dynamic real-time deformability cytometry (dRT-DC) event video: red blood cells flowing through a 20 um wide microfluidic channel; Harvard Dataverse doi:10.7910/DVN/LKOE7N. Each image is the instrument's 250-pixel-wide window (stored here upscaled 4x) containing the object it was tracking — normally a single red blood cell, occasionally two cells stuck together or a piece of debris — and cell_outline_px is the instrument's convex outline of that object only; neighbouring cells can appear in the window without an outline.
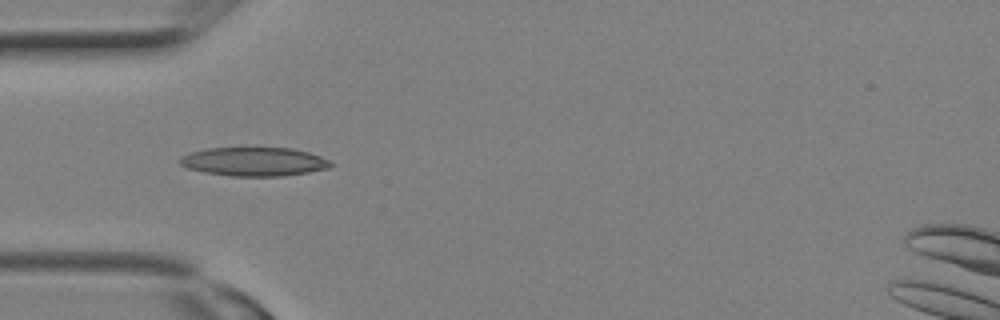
{"species": "Egyptian fruit bat (a non-hibernating species)", "species_latin": "Rousettus aegyptiacus", "temperature_condition": "room temperature", "stored_images_in_passage": 7, "camera_frame_rate_fps": 3000, "um_per_image_px": 0.085, "animal": {"sex": "female"}, "frame": {"image": 1, "passage_image": 1, "time_ms": 0.0, "image_size_px": [1000, 320], "cell_outline_px": [[332, 164], [328, 168], [308, 172], [284, 176], [232, 176], [204, 172], [188, 168], [180, 164], [180, 156], [192, 152], [208, 148], [240, 144], [248, 144], [292, 148], [308, 152], [320, 156], [328, 160]], "centroid_in_image_um": [21.56, 13.67], "position_along_channel_um": 63.4, "area_um2": 26.41}}
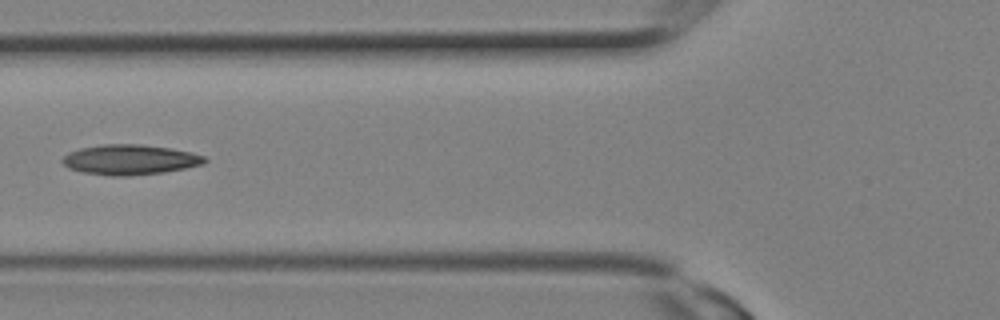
{"frame": {"image": 2, "passage_image": 3, "time_ms": 0.667, "image_size_px": [1000, 320], "cell_outline_px": [[208, 160], [204, 164], [164, 172], [128, 176], [112, 176], [84, 172], [68, 168], [60, 160], [68, 152], [80, 148], [104, 144], [140, 144], [168, 148], [192, 152], [204, 156]], "centroid_in_image_um": [11.04, 13.57], "position_along_channel_um": 114.8, "area_um2": 24.91}}
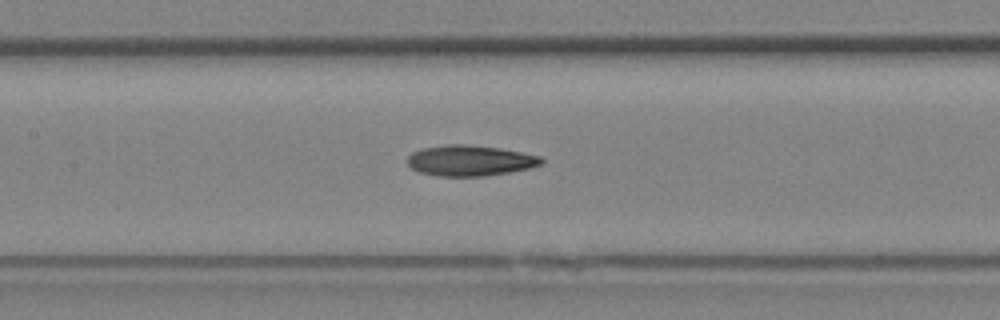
{"frame": {"image": 3, "passage_image": 5, "time_ms": 1.333, "image_size_px": [1000, 320], "cell_outline_px": [[544, 164], [528, 168], [508, 172], [484, 176], [440, 176], [420, 172], [412, 168], [408, 164], [408, 156], [412, 152], [424, 148], [448, 144], [464, 144], [500, 148], [540, 156], [544, 160]], "centroid_in_image_um": [39.96, 13.64], "position_along_channel_um": 167.4, "area_um2": 23.76}}